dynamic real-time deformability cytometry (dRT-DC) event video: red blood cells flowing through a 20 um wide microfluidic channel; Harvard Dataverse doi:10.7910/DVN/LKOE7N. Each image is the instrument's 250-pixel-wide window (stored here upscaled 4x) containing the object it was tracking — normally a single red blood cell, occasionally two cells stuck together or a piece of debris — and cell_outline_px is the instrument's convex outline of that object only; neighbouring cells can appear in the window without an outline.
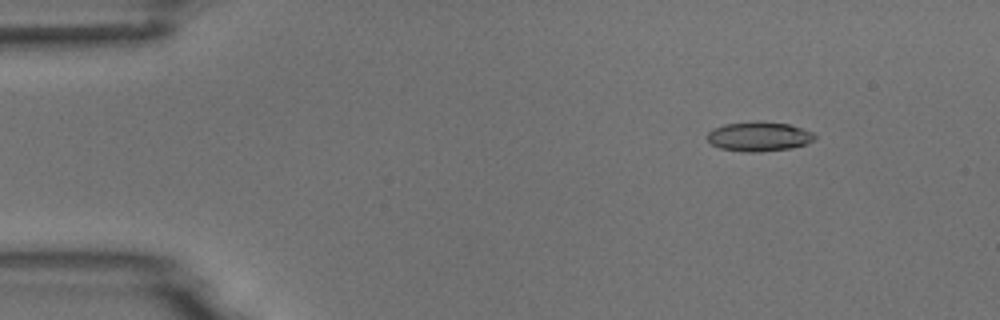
{"species": "common noctule bat (a hibernating species)", "species_latin": "Nyctalus noctula", "temperature_condition": "room temperature", "stored_images_in_passage": 6, "camera_frame_rate_fps": 3000, "um_per_image_px": 0.085, "animal": {"sex": "male", "body_mass_g": 18.8}, "frame": {"image": 1, "passage_image": 2, "time_ms": 1.0, "image_size_px": [1000, 320], "cell_outline_px": [[816, 136], [812, 140], [804, 144], [788, 148], [760, 152], [744, 152], [720, 148], [712, 144], [708, 140], [708, 132], [712, 128], [724, 124], [756, 120], [764, 120], [788, 124], [812, 132]], "centroid_in_image_um": [64.46, 11.58], "position_along_channel_um": 20.5, "area_um2": 18.5}}
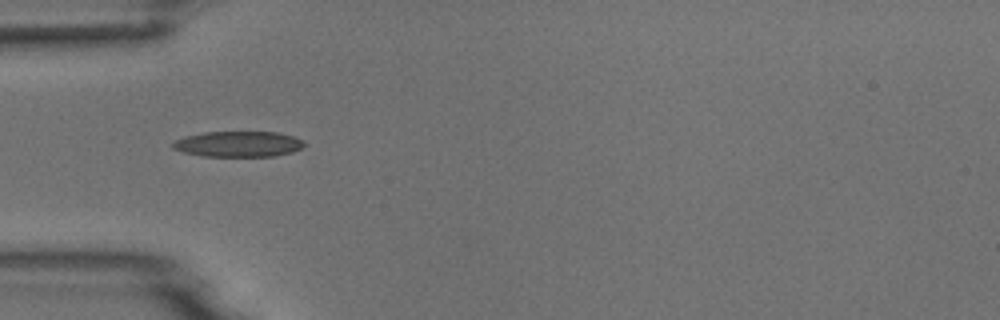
{"frame": {"image": 2, "passage_image": 5, "time_ms": 4.333, "image_size_px": [1000, 320], "cell_outline_px": [[308, 144], [292, 152], [272, 156], [204, 156], [184, 152], [172, 148], [172, 144], [176, 140], [184, 136], [204, 132], [280, 132], [304, 140]], "centroid_in_image_um": [20.28, 12.23], "position_along_channel_um": 64.7, "area_um2": 19.65}}